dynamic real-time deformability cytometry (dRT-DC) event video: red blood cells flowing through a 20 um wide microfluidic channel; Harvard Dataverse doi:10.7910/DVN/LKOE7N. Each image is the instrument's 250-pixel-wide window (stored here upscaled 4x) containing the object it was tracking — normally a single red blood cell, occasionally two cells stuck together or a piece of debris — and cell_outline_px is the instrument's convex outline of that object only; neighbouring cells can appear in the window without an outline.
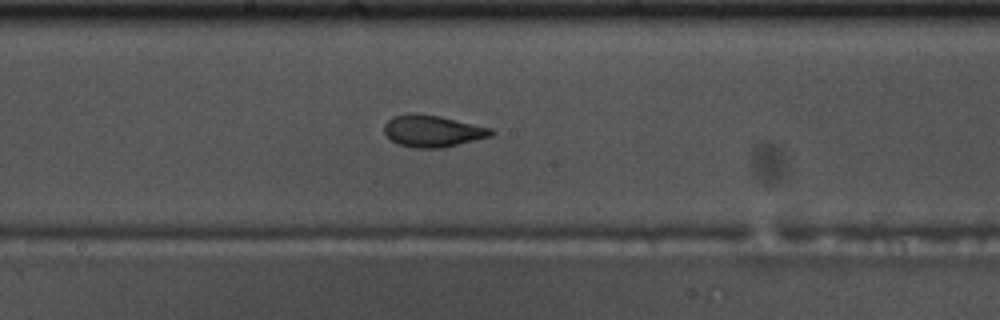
{"species": "common noctule bat (a hibernating species)", "species_latin": "Nyctalus noctula", "temperature_condition": "warm", "stored_images_in_passage": 29, "camera_frame_rate_fps": 3000, "um_per_image_px": 0.085, "animal": {"sex": "male", "body_mass_g": 17.5, "forearm_length_mm": 52.3}, "frame": {"image": 1, "passage_image": 13, "time_ms": 4.0, "image_size_px": [1000, 320], "cell_outline_px": [[496, 132], [492, 136], [444, 148], [416, 148], [396, 144], [384, 132], [384, 124], [392, 116], [408, 112], [416, 112], [440, 116], [492, 128]], "centroid_in_image_um": [36.77, 11.13], "position_along_channel_um": 211.4, "area_um2": 20.17}}
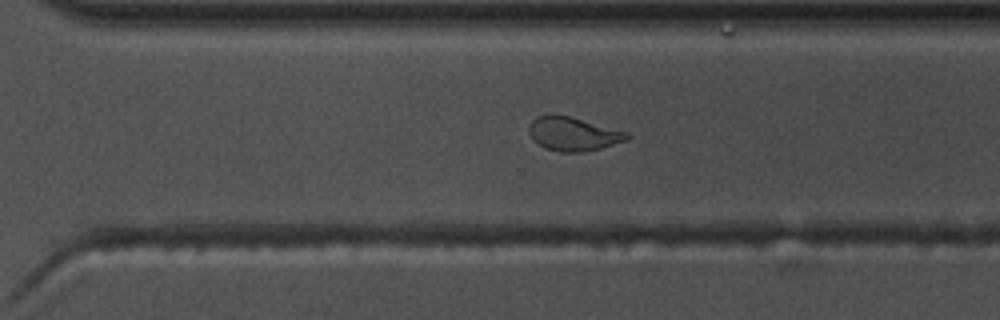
{"frame": {"image": 2, "passage_image": 22, "time_ms": 7.0, "image_size_px": [1000, 320], "cell_outline_px": [[632, 136], [628, 140], [600, 148], [584, 152], [560, 152], [544, 148], [532, 140], [528, 132], [528, 128], [532, 120], [536, 116], [552, 112], [568, 116], [628, 132]], "centroid_in_image_um": [48.67, 11.37], "position_along_channel_um": 321.9, "area_um2": 19.59}}
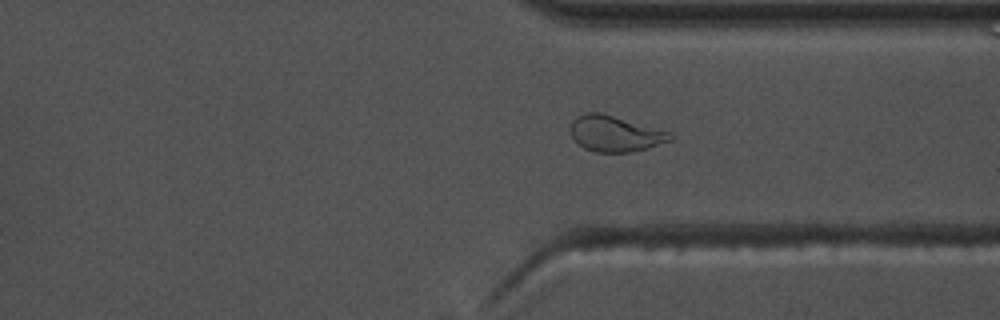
{"frame": {"image": 3, "passage_image": 25, "time_ms": 8.0, "image_size_px": [1000, 320], "cell_outline_px": [[672, 140], [648, 148], [628, 152], [596, 152], [584, 148], [572, 136], [572, 120], [576, 116], [584, 112], [600, 112], [668, 132], [672, 136]], "centroid_in_image_um": [52.25, 11.36], "position_along_channel_um": 359.1, "area_um2": 20.35}}